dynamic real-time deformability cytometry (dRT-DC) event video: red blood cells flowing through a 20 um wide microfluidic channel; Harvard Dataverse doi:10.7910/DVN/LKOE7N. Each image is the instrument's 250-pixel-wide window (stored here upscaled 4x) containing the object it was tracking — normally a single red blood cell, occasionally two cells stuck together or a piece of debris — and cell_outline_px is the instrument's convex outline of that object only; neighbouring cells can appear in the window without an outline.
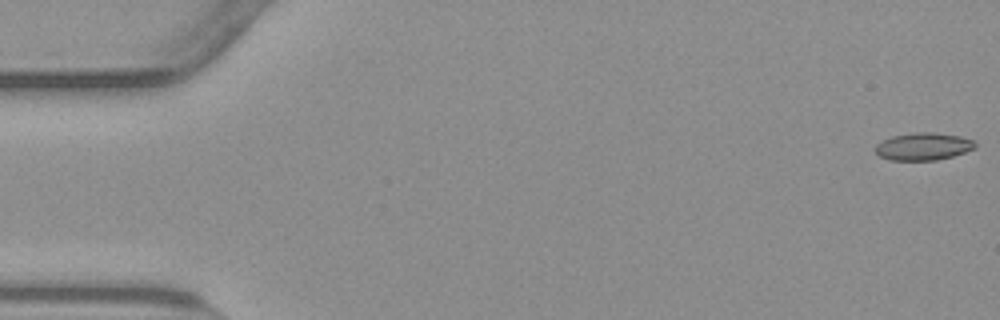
{"species": "common noctule bat (a hibernating species)", "species_latin": "Nyctalus noctula", "temperature_condition": "warm", "stored_images_in_passage": 9, "camera_frame_rate_fps": 3000, "um_per_image_px": 0.085, "animal": {"sex": "male", "body_mass_g": 23.1, "forearm_length_mm": 52.7}, "frame": {"image": 1, "passage_image": 1, "time_ms": 0.0, "image_size_px": [1000, 320], "cell_outline_px": [[976, 148], [952, 156], [936, 160], [888, 160], [880, 156], [876, 152], [876, 144], [880, 140], [892, 136], [916, 132], [932, 132], [960, 136], [976, 140]], "centroid_in_image_um": [78.48, 12.44], "position_along_channel_um": 6.5, "area_um2": 16.07}}